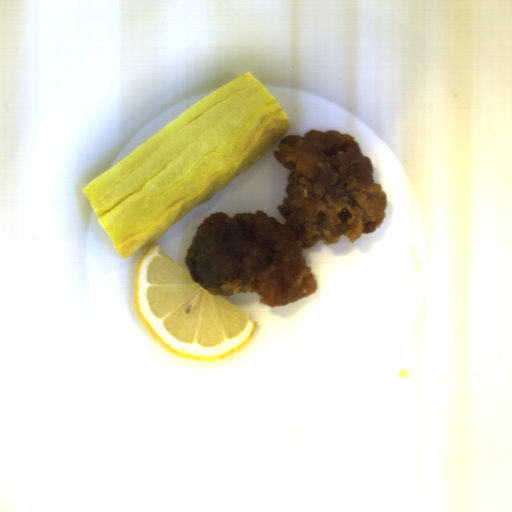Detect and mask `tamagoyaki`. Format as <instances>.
Wrapping results in <instances>:
<instances>
[{
	"label": "tamagoyaki",
	"mask_w": 512,
	"mask_h": 512,
	"mask_svg": "<svg viewBox=\"0 0 512 512\" xmlns=\"http://www.w3.org/2000/svg\"><path fill=\"white\" fill-rule=\"evenodd\" d=\"M292 128L251 72L181 112L81 190L121 258L161 238L265 156Z\"/></svg>",
	"instance_id": "tamagoyaki-1"
}]
</instances>
